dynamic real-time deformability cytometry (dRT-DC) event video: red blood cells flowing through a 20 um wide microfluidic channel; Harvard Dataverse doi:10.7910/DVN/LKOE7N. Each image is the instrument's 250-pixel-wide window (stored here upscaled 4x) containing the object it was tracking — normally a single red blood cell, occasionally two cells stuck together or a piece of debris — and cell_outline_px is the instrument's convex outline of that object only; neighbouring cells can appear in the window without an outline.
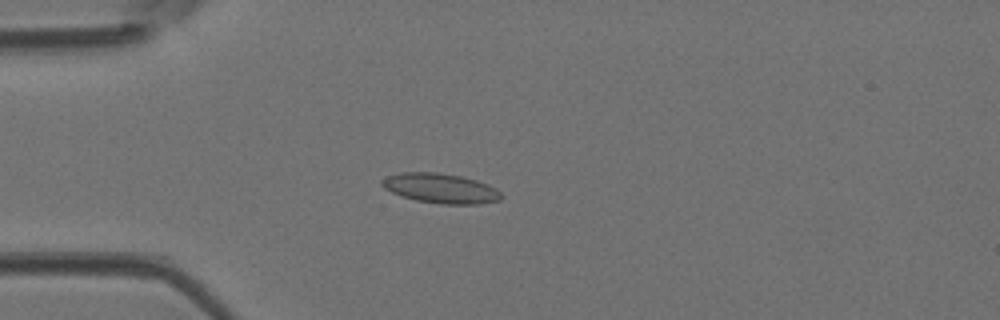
{"species": "Egyptian fruit bat (a non-hibernating species)", "species_latin": "Rousettus aegyptiacus", "temperature_condition": "room temperature", "stored_images_in_passage": 44, "camera_frame_rate_fps": 3000, "um_per_image_px": 0.085, "animal": {"sex": "female"}, "frame": {"image": 1, "passage_image": 11, "time_ms": 3.333, "image_size_px": [1000, 320], "cell_outline_px": [[504, 196], [500, 200], [480, 204], [440, 204], [416, 200], [400, 196], [384, 188], [380, 184], [380, 180], [388, 176], [400, 172], [436, 172], [460, 176], [476, 180], [488, 184], [496, 188]], "centroid_in_image_um": [37.45, 16.01], "position_along_channel_um": 47.5, "area_um2": 20.87}}
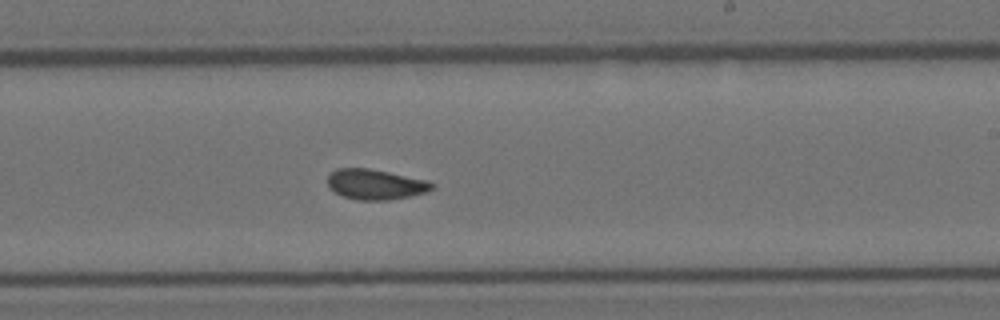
{"frame": {"image": 2, "passage_image": 26, "time_ms": 8.333, "image_size_px": [1000, 320], "cell_outline_px": [[436, 188], [424, 192], [408, 196], [388, 200], [356, 200], [344, 196], [328, 188], [328, 176], [336, 168], [368, 168], [428, 180], [436, 184]], "centroid_in_image_um": [31.92, 15.67], "position_along_channel_um": 257.1, "area_um2": 18.38}}
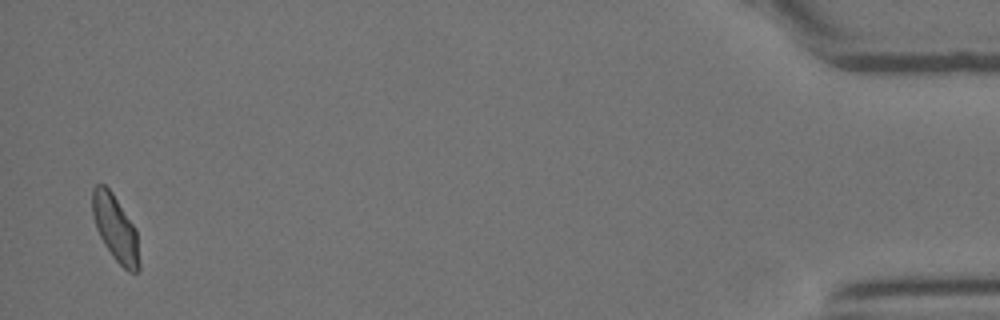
{"frame": {"image": 3, "passage_image": 43, "time_ms": 14.0, "image_size_px": [1000, 320], "cell_outline_px": [[140, 268], [136, 272], [128, 272], [112, 256], [104, 244], [96, 228], [92, 212], [92, 188], [96, 184], [104, 184], [112, 192], [136, 228], [140, 264]], "centroid_in_image_um": [9.81, 19.4], "position_along_channel_um": 425.4, "area_um2": 18.09}}